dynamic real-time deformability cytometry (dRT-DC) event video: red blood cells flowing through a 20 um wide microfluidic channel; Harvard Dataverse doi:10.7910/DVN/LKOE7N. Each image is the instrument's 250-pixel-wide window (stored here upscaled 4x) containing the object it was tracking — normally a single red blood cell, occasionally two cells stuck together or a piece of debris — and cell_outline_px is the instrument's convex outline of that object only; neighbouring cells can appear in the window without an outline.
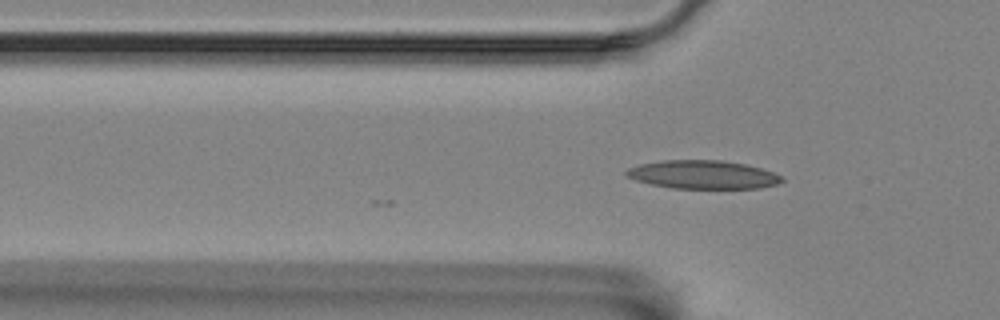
{"species": "Egyptian fruit bat (a non-hibernating species)", "species_latin": "Rousettus aegyptiacus", "temperature_condition": "room temperature", "stored_images_in_passage": 4, "camera_frame_rate_fps": 3000, "um_per_image_px": 0.085, "animal": {"sex": "female"}, "frame": {"image": 1, "passage_image": 3, "time_ms": 0.667, "image_size_px": [1000, 320], "cell_outline_px": [[784, 180], [776, 184], [760, 188], [672, 188], [652, 184], [636, 180], [628, 176], [624, 172], [628, 168], [640, 164], [664, 160], [724, 160], [748, 164], [784, 176]], "centroid_in_image_um": [59.78, 14.83], "position_along_channel_um": 66.0, "area_um2": 25.72}}